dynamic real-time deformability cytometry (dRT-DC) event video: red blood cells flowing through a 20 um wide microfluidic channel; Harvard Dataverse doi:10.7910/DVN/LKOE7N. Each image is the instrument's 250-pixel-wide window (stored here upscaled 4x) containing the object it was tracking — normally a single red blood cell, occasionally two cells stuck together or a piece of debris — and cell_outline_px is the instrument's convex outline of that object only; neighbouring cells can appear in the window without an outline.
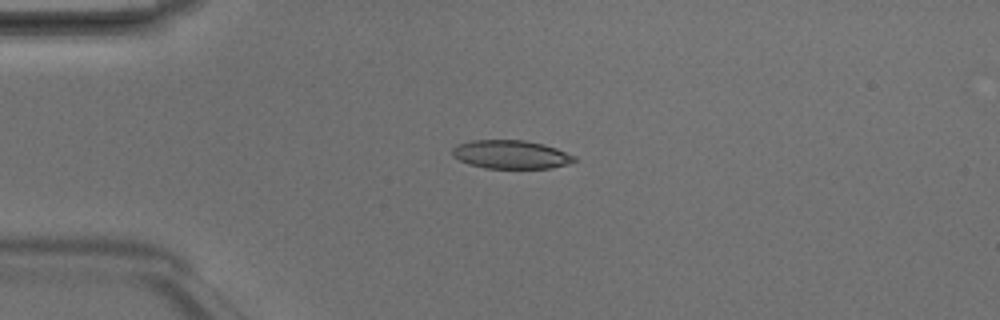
{"species": "Egyptian fruit bat (a non-hibernating species)", "species_latin": "Rousettus aegyptiacus", "temperature_condition": "room temperature", "stored_images_in_passage": 5, "camera_frame_rate_fps": 3000, "um_per_image_px": 0.085, "animal": {"sex": "male"}, "frame": {"image": 1, "passage_image": 2, "time_ms": 0.333, "image_size_px": [1000, 320], "cell_outline_px": [[576, 160], [568, 164], [548, 168], [484, 168], [468, 164], [452, 156], [452, 148], [456, 144], [472, 140], [524, 140], [544, 144], [556, 148], [576, 156]], "centroid_in_image_um": [43.4, 13.12], "position_along_channel_um": 41.6, "area_um2": 20.35}}
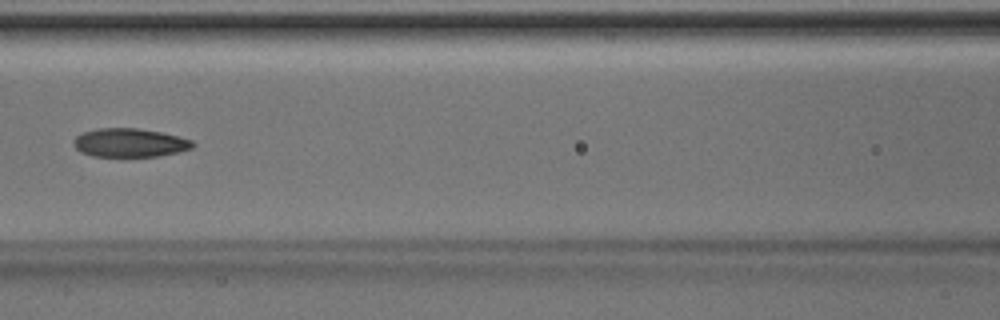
{"frame": {"image": 2, "passage_image": 5, "time_ms": 1.333, "image_size_px": [1000, 320], "cell_outline_px": [[196, 144], [192, 148], [176, 152], [156, 156], [92, 156], [80, 152], [72, 144], [72, 140], [76, 136], [84, 132], [96, 128], [136, 128], [160, 132], [192, 140]], "centroid_in_image_um": [10.98, 12.13], "position_along_channel_um": 155.6, "area_um2": 19.77}}